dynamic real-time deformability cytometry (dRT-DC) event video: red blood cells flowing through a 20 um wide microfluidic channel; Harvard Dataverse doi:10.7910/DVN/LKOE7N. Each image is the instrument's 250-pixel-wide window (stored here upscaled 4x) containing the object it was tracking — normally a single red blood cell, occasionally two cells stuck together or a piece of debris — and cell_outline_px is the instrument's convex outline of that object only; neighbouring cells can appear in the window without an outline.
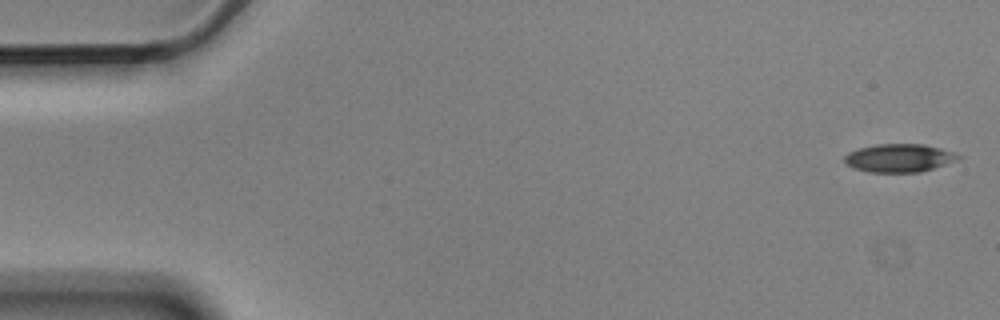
{"species": "Egyptian fruit bat (a non-hibernating species)", "species_latin": "Rousettus aegyptiacus", "temperature_condition": "cold", "stored_images_in_passage": 5, "camera_frame_rate_fps": 3000, "um_per_image_px": 0.085, "animal": {"sex": "male"}, "frame": {"image": 1, "passage_image": 1, "time_ms": 0.0, "image_size_px": [1000, 320], "cell_outline_px": [[964, 156], [956, 160], [920, 172], [868, 172], [852, 168], [844, 160], [844, 156], [848, 152], [860, 148], [876, 144], [924, 144], [956, 152]], "centroid_in_image_um": [76.43, 13.42], "position_along_channel_um": 8.6, "area_um2": 18.67}}
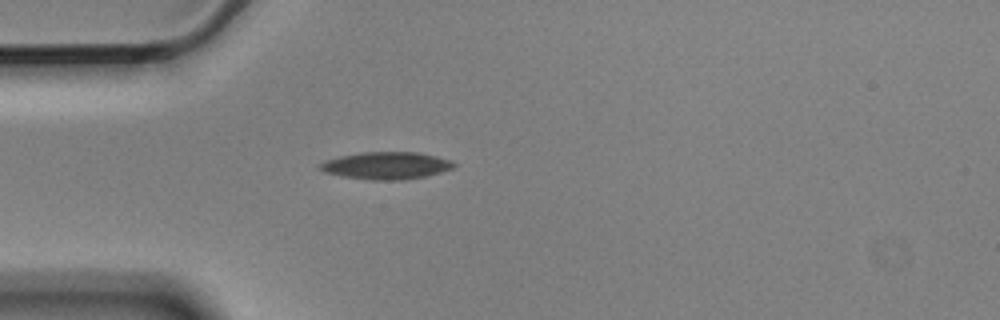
{"frame": {"image": 2, "passage_image": 5, "time_ms": 1.333, "image_size_px": [1000, 320], "cell_outline_px": [[456, 164], [452, 168], [428, 176], [400, 180], [372, 180], [344, 176], [324, 172], [316, 164], [324, 160], [340, 156], [360, 152], [416, 152], [436, 156], [448, 160]], "centroid_in_image_um": [32.79, 14.07], "position_along_channel_um": 52.2, "area_um2": 21.21}}